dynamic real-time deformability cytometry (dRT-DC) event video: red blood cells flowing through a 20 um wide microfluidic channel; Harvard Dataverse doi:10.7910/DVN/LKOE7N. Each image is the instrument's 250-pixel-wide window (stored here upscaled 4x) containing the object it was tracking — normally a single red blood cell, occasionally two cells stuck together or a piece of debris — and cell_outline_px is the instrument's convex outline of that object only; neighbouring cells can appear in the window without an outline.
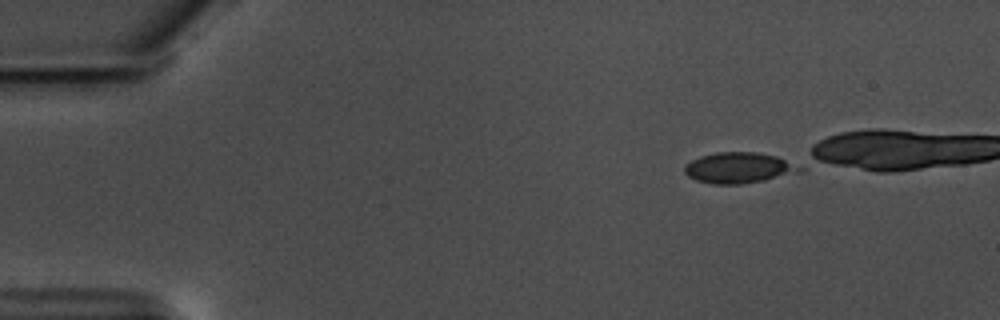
{"species": "common noctule bat (a hibernating species)", "species_latin": "Nyctalus noctula", "temperature_condition": "warm", "stored_images_in_passage": 1, "camera_frame_rate_fps": 3000, "um_per_image_px": 0.085, "animal": {"sex": "male", "body_mass_g": 17.5, "forearm_length_mm": 52.3}, "frame": {"image": 1, "passage_image": 1, "time_ms": 0.0, "image_size_px": [1000, 320], "cell_outline_px": [[804, 172], [764, 180], [740, 184], [712, 184], [696, 180], [688, 176], [684, 172], [684, 164], [700, 156], [716, 152], [756, 152], [776, 156], [804, 164]], "centroid_in_image_um": [62.89, 14.26], "position_along_channel_um": 22.1, "area_um2": 21.15}}